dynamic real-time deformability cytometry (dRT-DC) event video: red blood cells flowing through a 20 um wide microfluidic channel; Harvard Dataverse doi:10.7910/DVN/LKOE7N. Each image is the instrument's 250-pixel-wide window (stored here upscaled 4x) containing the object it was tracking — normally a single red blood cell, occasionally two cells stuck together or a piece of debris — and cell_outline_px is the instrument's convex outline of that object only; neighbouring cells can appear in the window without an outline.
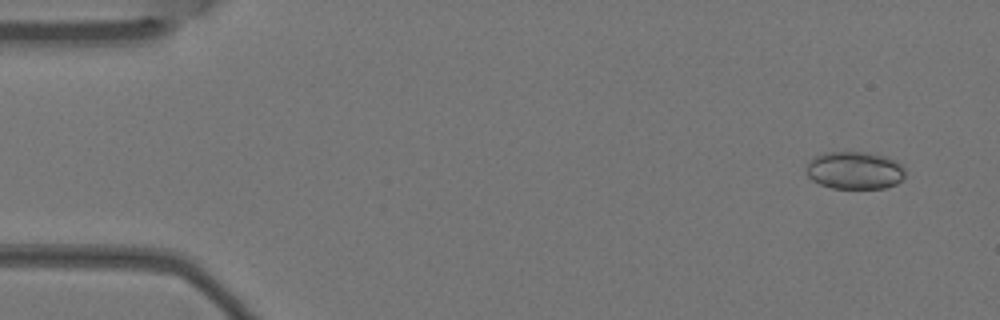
{"species": "Egyptian fruit bat (a non-hibernating species)", "species_latin": "Rousettus aegyptiacus", "temperature_condition": "warm", "stored_images_in_passage": 5, "segment_of_instrument_passage": [2, 2], "camera_frame_rate_fps": 3000, "um_per_image_px": 0.085, "animal": {"sex": "female"}, "frame": {"image": 1, "passage_image": 5, "time_ms": 1.333, "image_size_px": [1000, 320], "cell_outline_px": [[904, 176], [896, 184], [884, 188], [832, 188], [820, 184], [812, 180], [808, 176], [808, 160], [824, 152], [868, 152], [888, 156], [896, 160], [904, 168]], "centroid_in_image_um": [72.66, 14.47], "position_along_channel_um": 12.3, "area_um2": 21.73}}